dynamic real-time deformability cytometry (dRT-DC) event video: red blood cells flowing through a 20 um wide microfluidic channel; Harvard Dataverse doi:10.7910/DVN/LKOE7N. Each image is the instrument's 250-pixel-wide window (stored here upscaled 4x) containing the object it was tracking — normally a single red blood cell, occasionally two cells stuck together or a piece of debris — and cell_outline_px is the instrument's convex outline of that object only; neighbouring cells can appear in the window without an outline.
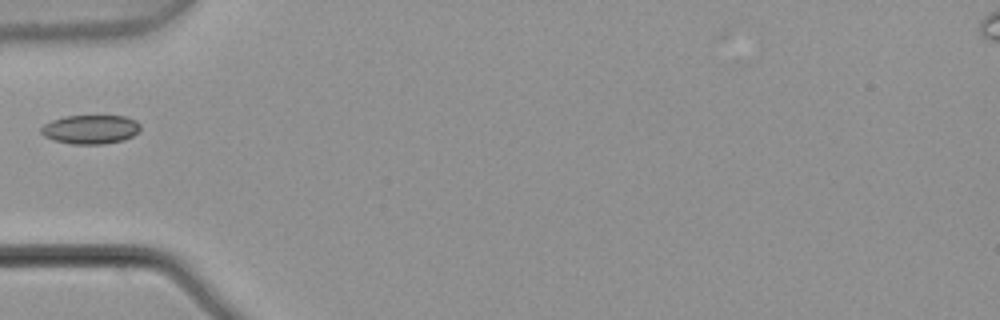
{"species": "common noctule bat (a hibernating species)", "species_latin": "Nyctalus noctula", "temperature_condition": "warm", "stored_images_in_passage": 5, "camera_frame_rate_fps": 3000, "um_per_image_px": 0.085, "animal": {"sex": "male", "body_mass_g": 21.5, "forearm_length_mm": 52.0}, "frame": {"image": 1, "passage_image": 5, "time_ms": 1.333, "image_size_px": [1000, 320], "cell_outline_px": [[140, 128], [132, 136], [124, 140], [104, 144], [72, 144], [52, 140], [44, 136], [40, 132], [40, 128], [44, 124], [52, 120], [64, 116], [124, 116], [136, 120], [140, 124]], "centroid_in_image_um": [7.67, 11.0], "position_along_channel_um": 77.3, "area_um2": 16.82}}